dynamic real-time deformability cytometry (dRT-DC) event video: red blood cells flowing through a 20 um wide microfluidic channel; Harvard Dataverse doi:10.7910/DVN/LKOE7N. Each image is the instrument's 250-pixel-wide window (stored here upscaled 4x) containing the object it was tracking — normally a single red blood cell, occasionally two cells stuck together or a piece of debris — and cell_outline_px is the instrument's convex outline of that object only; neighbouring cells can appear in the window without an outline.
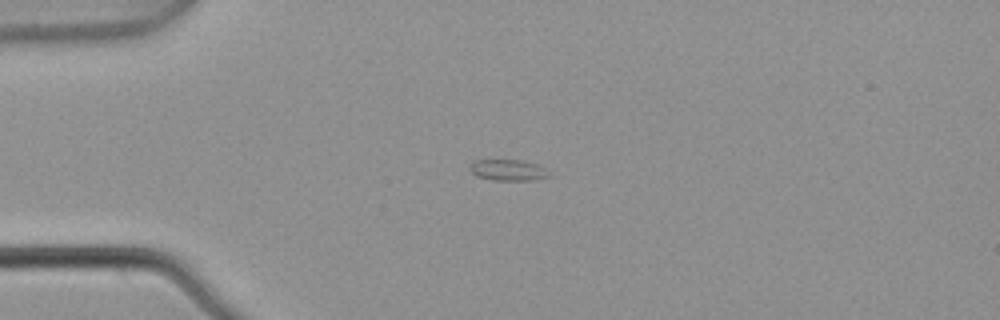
{"species": "common noctule bat (a hibernating species)", "species_latin": "Nyctalus noctula", "temperature_condition": "warm", "stored_images_in_passage": 5, "camera_frame_rate_fps": 3000, "um_per_image_px": 0.085, "animal": {"sex": "male", "body_mass_g": 21.5, "forearm_length_mm": 52.0}, "frame": {"image": 1, "passage_image": 2, "time_ms": 0.333, "image_size_px": [1000, 320], "cell_outline_px": [[552, 176], [536, 180], [492, 180], [476, 176], [468, 168], [468, 164], [476, 160], [524, 160], [548, 168]], "centroid_in_image_um": [43.23, 14.46], "position_along_channel_um": 41.8, "area_um2": 10.06}}